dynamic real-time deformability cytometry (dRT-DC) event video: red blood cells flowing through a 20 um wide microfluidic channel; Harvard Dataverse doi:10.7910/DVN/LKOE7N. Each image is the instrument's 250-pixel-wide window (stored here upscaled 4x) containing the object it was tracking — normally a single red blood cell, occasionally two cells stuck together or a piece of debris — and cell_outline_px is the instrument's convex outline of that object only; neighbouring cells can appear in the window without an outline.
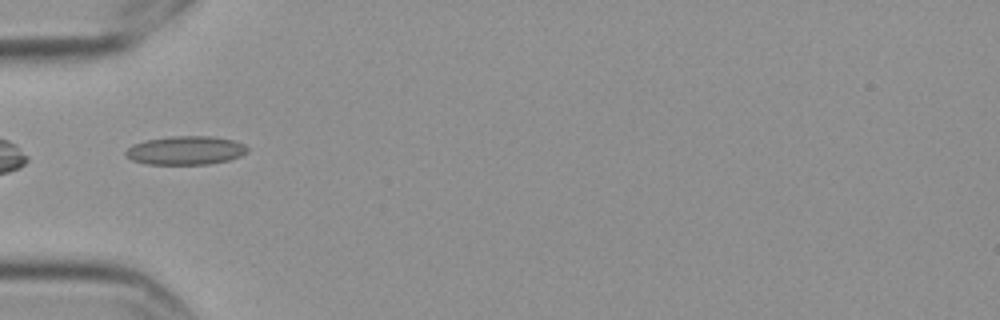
{"species": "Egyptian fruit bat (a non-hibernating species)", "species_latin": "Rousettus aegyptiacus", "temperature_condition": "cold", "stored_images_in_passage": 11, "camera_frame_rate_fps": 3000, "um_per_image_px": 0.085, "frame": {"image": 1, "passage_image": 1, "time_ms": 0.0, "image_size_px": [1000, 320], "cell_outline_px": [[248, 152], [240, 156], [228, 160], [208, 164], [148, 164], [132, 160], [124, 152], [132, 144], [144, 140], [172, 136], [212, 136], [232, 140], [244, 144], [248, 148]], "centroid_in_image_um": [15.78, 12.78], "position_along_channel_um": 69.2, "area_um2": 20.29}}
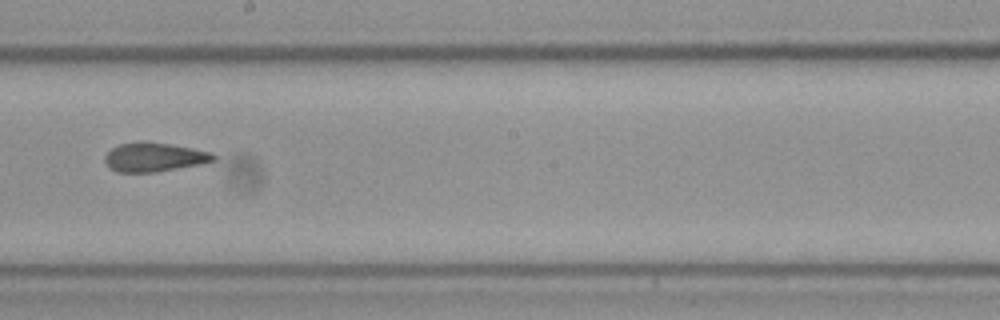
{"frame": {"image": 2, "passage_image": 5, "time_ms": 1.333, "image_size_px": [1000, 320], "cell_outline_px": [[216, 160], [200, 164], [152, 172], [116, 172], [104, 160], [104, 156], [112, 148], [120, 144], [144, 140], [192, 148], [212, 152], [216, 156]], "centroid_in_image_um": [13.11, 13.34], "position_along_channel_um": 235.1, "area_um2": 18.21}}
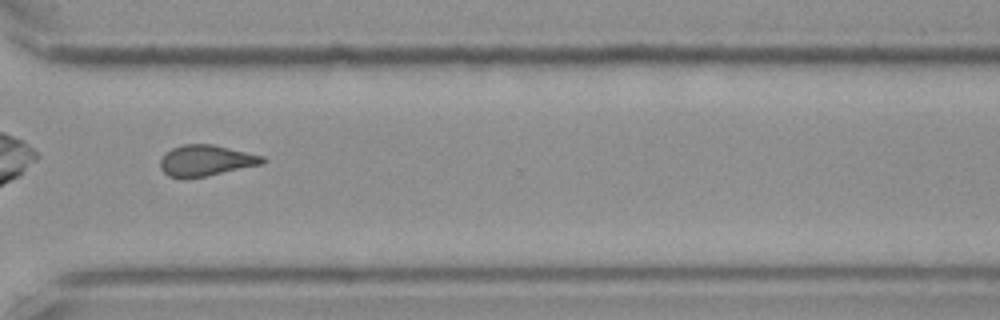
{"frame": {"image": 3, "passage_image": 8, "time_ms": 2.333, "image_size_px": [1000, 320], "cell_outline_px": [[268, 160], [264, 164], [208, 176], [184, 180], [168, 176], [160, 168], [160, 160], [164, 152], [172, 148], [184, 144], [212, 144], [264, 156]], "centroid_in_image_um": [17.5, 13.67], "position_along_channel_um": 353.1, "area_um2": 18.96}}